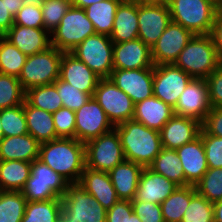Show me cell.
<instances>
[{
	"instance_id": "1",
	"label": "cell",
	"mask_w": 222,
	"mask_h": 222,
	"mask_svg": "<svg viewBox=\"0 0 222 222\" xmlns=\"http://www.w3.org/2000/svg\"><path fill=\"white\" fill-rule=\"evenodd\" d=\"M38 159L69 184L78 183L86 167L85 144L75 138L59 137L40 144Z\"/></svg>"
},
{
	"instance_id": "2",
	"label": "cell",
	"mask_w": 222,
	"mask_h": 222,
	"mask_svg": "<svg viewBox=\"0 0 222 222\" xmlns=\"http://www.w3.org/2000/svg\"><path fill=\"white\" fill-rule=\"evenodd\" d=\"M125 160L148 167L162 149L160 131L130 119L114 126Z\"/></svg>"
},
{
	"instance_id": "3",
	"label": "cell",
	"mask_w": 222,
	"mask_h": 222,
	"mask_svg": "<svg viewBox=\"0 0 222 222\" xmlns=\"http://www.w3.org/2000/svg\"><path fill=\"white\" fill-rule=\"evenodd\" d=\"M171 21L180 24L193 35L210 34L220 12L216 0H167Z\"/></svg>"
},
{
	"instance_id": "4",
	"label": "cell",
	"mask_w": 222,
	"mask_h": 222,
	"mask_svg": "<svg viewBox=\"0 0 222 222\" xmlns=\"http://www.w3.org/2000/svg\"><path fill=\"white\" fill-rule=\"evenodd\" d=\"M220 64L210 34L194 35L174 62L194 79H206Z\"/></svg>"
},
{
	"instance_id": "5",
	"label": "cell",
	"mask_w": 222,
	"mask_h": 222,
	"mask_svg": "<svg viewBox=\"0 0 222 222\" xmlns=\"http://www.w3.org/2000/svg\"><path fill=\"white\" fill-rule=\"evenodd\" d=\"M63 53L51 46L46 51L27 56L18 77L23 90L53 84L60 76Z\"/></svg>"
},
{
	"instance_id": "6",
	"label": "cell",
	"mask_w": 222,
	"mask_h": 222,
	"mask_svg": "<svg viewBox=\"0 0 222 222\" xmlns=\"http://www.w3.org/2000/svg\"><path fill=\"white\" fill-rule=\"evenodd\" d=\"M95 34L92 22L84 9L71 5L60 24L50 33L51 46L64 53H70L87 37Z\"/></svg>"
},
{
	"instance_id": "7",
	"label": "cell",
	"mask_w": 222,
	"mask_h": 222,
	"mask_svg": "<svg viewBox=\"0 0 222 222\" xmlns=\"http://www.w3.org/2000/svg\"><path fill=\"white\" fill-rule=\"evenodd\" d=\"M69 183L39 159L31 162V175L22 189L29 202L61 198Z\"/></svg>"
},
{
	"instance_id": "8",
	"label": "cell",
	"mask_w": 222,
	"mask_h": 222,
	"mask_svg": "<svg viewBox=\"0 0 222 222\" xmlns=\"http://www.w3.org/2000/svg\"><path fill=\"white\" fill-rule=\"evenodd\" d=\"M113 46L110 36L95 33L78 44L70 53L100 78H109L114 69Z\"/></svg>"
},
{
	"instance_id": "9",
	"label": "cell",
	"mask_w": 222,
	"mask_h": 222,
	"mask_svg": "<svg viewBox=\"0 0 222 222\" xmlns=\"http://www.w3.org/2000/svg\"><path fill=\"white\" fill-rule=\"evenodd\" d=\"M86 167L109 172L125 160L119 135L115 128L85 143Z\"/></svg>"
},
{
	"instance_id": "10",
	"label": "cell",
	"mask_w": 222,
	"mask_h": 222,
	"mask_svg": "<svg viewBox=\"0 0 222 222\" xmlns=\"http://www.w3.org/2000/svg\"><path fill=\"white\" fill-rule=\"evenodd\" d=\"M93 97L113 126L133 119L135 103L110 78H101Z\"/></svg>"
},
{
	"instance_id": "11",
	"label": "cell",
	"mask_w": 222,
	"mask_h": 222,
	"mask_svg": "<svg viewBox=\"0 0 222 222\" xmlns=\"http://www.w3.org/2000/svg\"><path fill=\"white\" fill-rule=\"evenodd\" d=\"M61 202L62 207L72 215L74 222H106L107 210L79 183L67 185Z\"/></svg>"
},
{
	"instance_id": "12",
	"label": "cell",
	"mask_w": 222,
	"mask_h": 222,
	"mask_svg": "<svg viewBox=\"0 0 222 222\" xmlns=\"http://www.w3.org/2000/svg\"><path fill=\"white\" fill-rule=\"evenodd\" d=\"M192 79L189 74L174 64L154 65L153 96L174 108Z\"/></svg>"
},
{
	"instance_id": "13",
	"label": "cell",
	"mask_w": 222,
	"mask_h": 222,
	"mask_svg": "<svg viewBox=\"0 0 222 222\" xmlns=\"http://www.w3.org/2000/svg\"><path fill=\"white\" fill-rule=\"evenodd\" d=\"M171 22L167 2H138V38L150 48Z\"/></svg>"
},
{
	"instance_id": "14",
	"label": "cell",
	"mask_w": 222,
	"mask_h": 222,
	"mask_svg": "<svg viewBox=\"0 0 222 222\" xmlns=\"http://www.w3.org/2000/svg\"><path fill=\"white\" fill-rule=\"evenodd\" d=\"M75 119V139L84 144L114 128L94 97L75 111Z\"/></svg>"
},
{
	"instance_id": "15",
	"label": "cell",
	"mask_w": 222,
	"mask_h": 222,
	"mask_svg": "<svg viewBox=\"0 0 222 222\" xmlns=\"http://www.w3.org/2000/svg\"><path fill=\"white\" fill-rule=\"evenodd\" d=\"M193 36L189 30L171 21L157 42L151 47L153 64H174L180 52Z\"/></svg>"
},
{
	"instance_id": "16",
	"label": "cell",
	"mask_w": 222,
	"mask_h": 222,
	"mask_svg": "<svg viewBox=\"0 0 222 222\" xmlns=\"http://www.w3.org/2000/svg\"><path fill=\"white\" fill-rule=\"evenodd\" d=\"M211 107L206 80L193 78L180 95L173 112L202 123Z\"/></svg>"
},
{
	"instance_id": "17",
	"label": "cell",
	"mask_w": 222,
	"mask_h": 222,
	"mask_svg": "<svg viewBox=\"0 0 222 222\" xmlns=\"http://www.w3.org/2000/svg\"><path fill=\"white\" fill-rule=\"evenodd\" d=\"M109 78L134 103L153 96V68L113 69Z\"/></svg>"
},
{
	"instance_id": "18",
	"label": "cell",
	"mask_w": 222,
	"mask_h": 222,
	"mask_svg": "<svg viewBox=\"0 0 222 222\" xmlns=\"http://www.w3.org/2000/svg\"><path fill=\"white\" fill-rule=\"evenodd\" d=\"M114 69H142L154 68L151 57V48L141 39L114 43Z\"/></svg>"
},
{
	"instance_id": "19",
	"label": "cell",
	"mask_w": 222,
	"mask_h": 222,
	"mask_svg": "<svg viewBox=\"0 0 222 222\" xmlns=\"http://www.w3.org/2000/svg\"><path fill=\"white\" fill-rule=\"evenodd\" d=\"M59 78L93 97L100 77L71 53H63Z\"/></svg>"
},
{
	"instance_id": "20",
	"label": "cell",
	"mask_w": 222,
	"mask_h": 222,
	"mask_svg": "<svg viewBox=\"0 0 222 222\" xmlns=\"http://www.w3.org/2000/svg\"><path fill=\"white\" fill-rule=\"evenodd\" d=\"M200 132L199 121L173 115L160 130L162 148L176 150L196 139Z\"/></svg>"
},
{
	"instance_id": "21",
	"label": "cell",
	"mask_w": 222,
	"mask_h": 222,
	"mask_svg": "<svg viewBox=\"0 0 222 222\" xmlns=\"http://www.w3.org/2000/svg\"><path fill=\"white\" fill-rule=\"evenodd\" d=\"M176 151L183 167L185 186H195L208 170L201 132L196 139L177 148Z\"/></svg>"
},
{
	"instance_id": "22",
	"label": "cell",
	"mask_w": 222,
	"mask_h": 222,
	"mask_svg": "<svg viewBox=\"0 0 222 222\" xmlns=\"http://www.w3.org/2000/svg\"><path fill=\"white\" fill-rule=\"evenodd\" d=\"M3 36L26 56L46 51L51 47V35L44 28L13 25Z\"/></svg>"
},
{
	"instance_id": "23",
	"label": "cell",
	"mask_w": 222,
	"mask_h": 222,
	"mask_svg": "<svg viewBox=\"0 0 222 222\" xmlns=\"http://www.w3.org/2000/svg\"><path fill=\"white\" fill-rule=\"evenodd\" d=\"M177 187L178 185L173 181L168 180L166 177L156 173L149 167H144L133 200L161 204Z\"/></svg>"
},
{
	"instance_id": "24",
	"label": "cell",
	"mask_w": 222,
	"mask_h": 222,
	"mask_svg": "<svg viewBox=\"0 0 222 222\" xmlns=\"http://www.w3.org/2000/svg\"><path fill=\"white\" fill-rule=\"evenodd\" d=\"M78 183L106 210H109L119 200L108 172L85 167Z\"/></svg>"
},
{
	"instance_id": "25",
	"label": "cell",
	"mask_w": 222,
	"mask_h": 222,
	"mask_svg": "<svg viewBox=\"0 0 222 222\" xmlns=\"http://www.w3.org/2000/svg\"><path fill=\"white\" fill-rule=\"evenodd\" d=\"M138 38V2L122 0L115 13L110 39L113 43L131 41Z\"/></svg>"
},
{
	"instance_id": "26",
	"label": "cell",
	"mask_w": 222,
	"mask_h": 222,
	"mask_svg": "<svg viewBox=\"0 0 222 222\" xmlns=\"http://www.w3.org/2000/svg\"><path fill=\"white\" fill-rule=\"evenodd\" d=\"M143 169L140 164L124 160L108 172L119 199L132 201L135 198Z\"/></svg>"
},
{
	"instance_id": "27",
	"label": "cell",
	"mask_w": 222,
	"mask_h": 222,
	"mask_svg": "<svg viewBox=\"0 0 222 222\" xmlns=\"http://www.w3.org/2000/svg\"><path fill=\"white\" fill-rule=\"evenodd\" d=\"M174 115L173 108L155 96L135 103L133 119L160 131Z\"/></svg>"
},
{
	"instance_id": "28",
	"label": "cell",
	"mask_w": 222,
	"mask_h": 222,
	"mask_svg": "<svg viewBox=\"0 0 222 222\" xmlns=\"http://www.w3.org/2000/svg\"><path fill=\"white\" fill-rule=\"evenodd\" d=\"M40 143L29 133L4 137L0 142V160L33 162L39 158Z\"/></svg>"
},
{
	"instance_id": "29",
	"label": "cell",
	"mask_w": 222,
	"mask_h": 222,
	"mask_svg": "<svg viewBox=\"0 0 222 222\" xmlns=\"http://www.w3.org/2000/svg\"><path fill=\"white\" fill-rule=\"evenodd\" d=\"M24 113L28 133L40 144L59 138L51 113L31 106L26 100L24 101Z\"/></svg>"
},
{
	"instance_id": "30",
	"label": "cell",
	"mask_w": 222,
	"mask_h": 222,
	"mask_svg": "<svg viewBox=\"0 0 222 222\" xmlns=\"http://www.w3.org/2000/svg\"><path fill=\"white\" fill-rule=\"evenodd\" d=\"M31 175V162L0 160V191H22Z\"/></svg>"
},
{
	"instance_id": "31",
	"label": "cell",
	"mask_w": 222,
	"mask_h": 222,
	"mask_svg": "<svg viewBox=\"0 0 222 222\" xmlns=\"http://www.w3.org/2000/svg\"><path fill=\"white\" fill-rule=\"evenodd\" d=\"M121 1L103 0L84 9L87 18L93 24L95 33L111 35L116 9Z\"/></svg>"
},
{
	"instance_id": "32",
	"label": "cell",
	"mask_w": 222,
	"mask_h": 222,
	"mask_svg": "<svg viewBox=\"0 0 222 222\" xmlns=\"http://www.w3.org/2000/svg\"><path fill=\"white\" fill-rule=\"evenodd\" d=\"M195 186H178L160 205L164 222H181L191 197L196 193Z\"/></svg>"
},
{
	"instance_id": "33",
	"label": "cell",
	"mask_w": 222,
	"mask_h": 222,
	"mask_svg": "<svg viewBox=\"0 0 222 222\" xmlns=\"http://www.w3.org/2000/svg\"><path fill=\"white\" fill-rule=\"evenodd\" d=\"M148 167L178 186H185L184 171L176 150L162 148Z\"/></svg>"
},
{
	"instance_id": "34",
	"label": "cell",
	"mask_w": 222,
	"mask_h": 222,
	"mask_svg": "<svg viewBox=\"0 0 222 222\" xmlns=\"http://www.w3.org/2000/svg\"><path fill=\"white\" fill-rule=\"evenodd\" d=\"M25 100L36 108L53 114L63 107L57 88L54 84L32 87L25 91Z\"/></svg>"
},
{
	"instance_id": "35",
	"label": "cell",
	"mask_w": 222,
	"mask_h": 222,
	"mask_svg": "<svg viewBox=\"0 0 222 222\" xmlns=\"http://www.w3.org/2000/svg\"><path fill=\"white\" fill-rule=\"evenodd\" d=\"M61 206V198L35 202L27 201L21 222H56Z\"/></svg>"
},
{
	"instance_id": "36",
	"label": "cell",
	"mask_w": 222,
	"mask_h": 222,
	"mask_svg": "<svg viewBox=\"0 0 222 222\" xmlns=\"http://www.w3.org/2000/svg\"><path fill=\"white\" fill-rule=\"evenodd\" d=\"M26 204L21 191H0V222H21Z\"/></svg>"
},
{
	"instance_id": "37",
	"label": "cell",
	"mask_w": 222,
	"mask_h": 222,
	"mask_svg": "<svg viewBox=\"0 0 222 222\" xmlns=\"http://www.w3.org/2000/svg\"><path fill=\"white\" fill-rule=\"evenodd\" d=\"M27 56L4 36H0V73L19 77Z\"/></svg>"
},
{
	"instance_id": "38",
	"label": "cell",
	"mask_w": 222,
	"mask_h": 222,
	"mask_svg": "<svg viewBox=\"0 0 222 222\" xmlns=\"http://www.w3.org/2000/svg\"><path fill=\"white\" fill-rule=\"evenodd\" d=\"M25 91L18 77L0 73V110L23 104Z\"/></svg>"
},
{
	"instance_id": "39",
	"label": "cell",
	"mask_w": 222,
	"mask_h": 222,
	"mask_svg": "<svg viewBox=\"0 0 222 222\" xmlns=\"http://www.w3.org/2000/svg\"><path fill=\"white\" fill-rule=\"evenodd\" d=\"M0 121L4 137L28 134L24 103L0 110Z\"/></svg>"
},
{
	"instance_id": "40",
	"label": "cell",
	"mask_w": 222,
	"mask_h": 222,
	"mask_svg": "<svg viewBox=\"0 0 222 222\" xmlns=\"http://www.w3.org/2000/svg\"><path fill=\"white\" fill-rule=\"evenodd\" d=\"M195 188L211 203L222 200V168H208Z\"/></svg>"
},
{
	"instance_id": "41",
	"label": "cell",
	"mask_w": 222,
	"mask_h": 222,
	"mask_svg": "<svg viewBox=\"0 0 222 222\" xmlns=\"http://www.w3.org/2000/svg\"><path fill=\"white\" fill-rule=\"evenodd\" d=\"M181 222H214L213 203L196 192L191 197Z\"/></svg>"
},
{
	"instance_id": "42",
	"label": "cell",
	"mask_w": 222,
	"mask_h": 222,
	"mask_svg": "<svg viewBox=\"0 0 222 222\" xmlns=\"http://www.w3.org/2000/svg\"><path fill=\"white\" fill-rule=\"evenodd\" d=\"M69 0H44L41 10L44 21V29L51 33L71 7Z\"/></svg>"
},
{
	"instance_id": "43",
	"label": "cell",
	"mask_w": 222,
	"mask_h": 222,
	"mask_svg": "<svg viewBox=\"0 0 222 222\" xmlns=\"http://www.w3.org/2000/svg\"><path fill=\"white\" fill-rule=\"evenodd\" d=\"M53 84L57 88L64 108L76 111L91 98L89 94L82 92L60 78H58Z\"/></svg>"
},
{
	"instance_id": "44",
	"label": "cell",
	"mask_w": 222,
	"mask_h": 222,
	"mask_svg": "<svg viewBox=\"0 0 222 222\" xmlns=\"http://www.w3.org/2000/svg\"><path fill=\"white\" fill-rule=\"evenodd\" d=\"M52 116L58 137L75 138V111L62 107Z\"/></svg>"
},
{
	"instance_id": "45",
	"label": "cell",
	"mask_w": 222,
	"mask_h": 222,
	"mask_svg": "<svg viewBox=\"0 0 222 222\" xmlns=\"http://www.w3.org/2000/svg\"><path fill=\"white\" fill-rule=\"evenodd\" d=\"M106 222H142L140 217L133 212L130 200L119 199L106 212Z\"/></svg>"
},
{
	"instance_id": "46",
	"label": "cell",
	"mask_w": 222,
	"mask_h": 222,
	"mask_svg": "<svg viewBox=\"0 0 222 222\" xmlns=\"http://www.w3.org/2000/svg\"><path fill=\"white\" fill-rule=\"evenodd\" d=\"M208 168H222V137L201 134Z\"/></svg>"
},
{
	"instance_id": "47",
	"label": "cell",
	"mask_w": 222,
	"mask_h": 222,
	"mask_svg": "<svg viewBox=\"0 0 222 222\" xmlns=\"http://www.w3.org/2000/svg\"><path fill=\"white\" fill-rule=\"evenodd\" d=\"M14 25L30 28H44L41 6H23L14 16Z\"/></svg>"
},
{
	"instance_id": "48",
	"label": "cell",
	"mask_w": 222,
	"mask_h": 222,
	"mask_svg": "<svg viewBox=\"0 0 222 222\" xmlns=\"http://www.w3.org/2000/svg\"><path fill=\"white\" fill-rule=\"evenodd\" d=\"M22 7L23 0H0L1 36H3L14 25V16Z\"/></svg>"
},
{
	"instance_id": "49",
	"label": "cell",
	"mask_w": 222,
	"mask_h": 222,
	"mask_svg": "<svg viewBox=\"0 0 222 222\" xmlns=\"http://www.w3.org/2000/svg\"><path fill=\"white\" fill-rule=\"evenodd\" d=\"M133 212L142 222H164L160 204L145 202L142 200L131 201Z\"/></svg>"
},
{
	"instance_id": "50",
	"label": "cell",
	"mask_w": 222,
	"mask_h": 222,
	"mask_svg": "<svg viewBox=\"0 0 222 222\" xmlns=\"http://www.w3.org/2000/svg\"><path fill=\"white\" fill-rule=\"evenodd\" d=\"M205 80L211 106L222 107V64H220Z\"/></svg>"
},
{
	"instance_id": "51",
	"label": "cell",
	"mask_w": 222,
	"mask_h": 222,
	"mask_svg": "<svg viewBox=\"0 0 222 222\" xmlns=\"http://www.w3.org/2000/svg\"><path fill=\"white\" fill-rule=\"evenodd\" d=\"M201 134L222 137V107H211L201 123Z\"/></svg>"
},
{
	"instance_id": "52",
	"label": "cell",
	"mask_w": 222,
	"mask_h": 222,
	"mask_svg": "<svg viewBox=\"0 0 222 222\" xmlns=\"http://www.w3.org/2000/svg\"><path fill=\"white\" fill-rule=\"evenodd\" d=\"M210 36L212 37L218 58L222 64V11L215 17Z\"/></svg>"
},
{
	"instance_id": "53",
	"label": "cell",
	"mask_w": 222,
	"mask_h": 222,
	"mask_svg": "<svg viewBox=\"0 0 222 222\" xmlns=\"http://www.w3.org/2000/svg\"><path fill=\"white\" fill-rule=\"evenodd\" d=\"M56 222H74L72 215L64 208L61 206L58 216L56 218Z\"/></svg>"
},
{
	"instance_id": "54",
	"label": "cell",
	"mask_w": 222,
	"mask_h": 222,
	"mask_svg": "<svg viewBox=\"0 0 222 222\" xmlns=\"http://www.w3.org/2000/svg\"><path fill=\"white\" fill-rule=\"evenodd\" d=\"M103 0H72V6L85 9L93 3L101 2Z\"/></svg>"
},
{
	"instance_id": "55",
	"label": "cell",
	"mask_w": 222,
	"mask_h": 222,
	"mask_svg": "<svg viewBox=\"0 0 222 222\" xmlns=\"http://www.w3.org/2000/svg\"><path fill=\"white\" fill-rule=\"evenodd\" d=\"M214 222H222V200L213 203Z\"/></svg>"
},
{
	"instance_id": "56",
	"label": "cell",
	"mask_w": 222,
	"mask_h": 222,
	"mask_svg": "<svg viewBox=\"0 0 222 222\" xmlns=\"http://www.w3.org/2000/svg\"><path fill=\"white\" fill-rule=\"evenodd\" d=\"M44 0H23V6H42Z\"/></svg>"
},
{
	"instance_id": "57",
	"label": "cell",
	"mask_w": 222,
	"mask_h": 222,
	"mask_svg": "<svg viewBox=\"0 0 222 222\" xmlns=\"http://www.w3.org/2000/svg\"><path fill=\"white\" fill-rule=\"evenodd\" d=\"M137 2H167V0H135Z\"/></svg>"
},
{
	"instance_id": "58",
	"label": "cell",
	"mask_w": 222,
	"mask_h": 222,
	"mask_svg": "<svg viewBox=\"0 0 222 222\" xmlns=\"http://www.w3.org/2000/svg\"><path fill=\"white\" fill-rule=\"evenodd\" d=\"M4 138L3 129L1 127V121H0V142Z\"/></svg>"
},
{
	"instance_id": "59",
	"label": "cell",
	"mask_w": 222,
	"mask_h": 222,
	"mask_svg": "<svg viewBox=\"0 0 222 222\" xmlns=\"http://www.w3.org/2000/svg\"><path fill=\"white\" fill-rule=\"evenodd\" d=\"M218 5H219V8H220V11H222V0H218Z\"/></svg>"
}]
</instances>
